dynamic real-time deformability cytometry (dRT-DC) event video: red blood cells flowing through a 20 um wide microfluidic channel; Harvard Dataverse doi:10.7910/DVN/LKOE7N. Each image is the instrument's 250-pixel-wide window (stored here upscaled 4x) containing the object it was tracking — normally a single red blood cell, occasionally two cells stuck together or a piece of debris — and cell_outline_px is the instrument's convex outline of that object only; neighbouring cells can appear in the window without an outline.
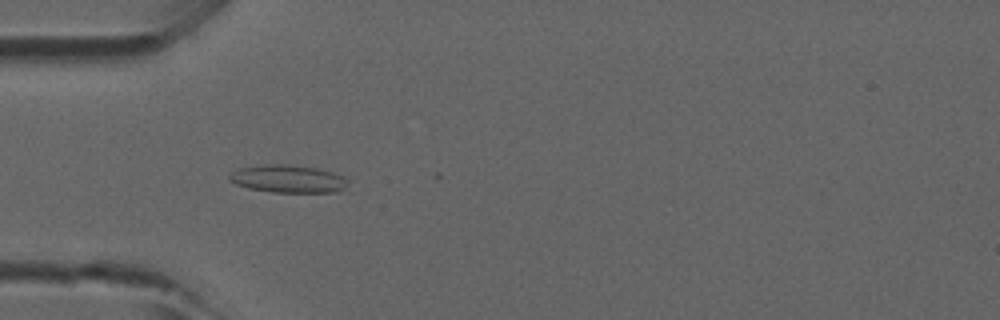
{"species": "common noctule bat (a hibernating species)", "species_latin": "Nyctalus noctula", "temperature_condition": "room temperature", "stored_images_in_passage": 45, "camera_frame_rate_fps": 3000, "um_per_image_px": 0.085, "animal": {"sex": "male", "forearm_length_mm": 52.5}, "frame": {"image": 1, "passage_image": 15, "time_ms": 4.667, "image_size_px": [1000, 320], "cell_outline_px": [[348, 184], [344, 188], [336, 192], [272, 192], [248, 188], [236, 184], [228, 180], [228, 176], [232, 172], [240, 168], [264, 164], [288, 164], [316, 168], [332, 172], [344, 176], [348, 180]], "centroid_in_image_um": [24.48, 15.2], "position_along_channel_um": 60.5, "area_um2": 19.19}}
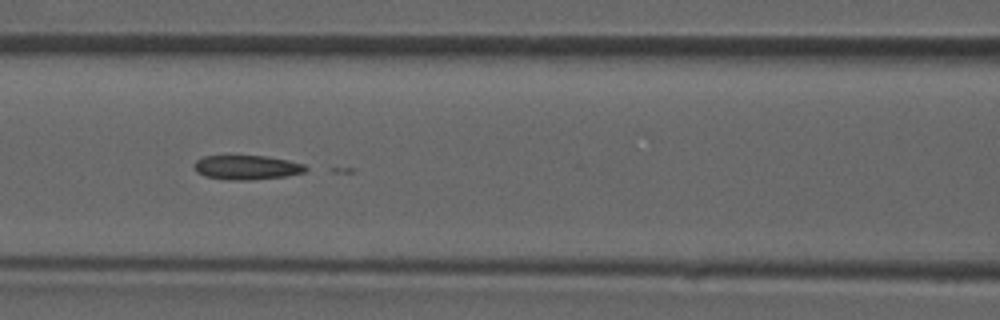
{"frame": {"image": 2, "passage_image": 21, "time_ms": 6.667, "image_size_px": [1000, 320], "cell_outline_px": [[308, 168], [304, 172], [284, 176], [244, 180], [232, 180], [204, 176], [196, 172], [192, 164], [196, 160], [204, 156], [268, 156], [288, 160], [304, 164]], "centroid_in_image_um": [20.94, 14.22], "position_along_channel_um": 145.7, "area_um2": 15.72}}
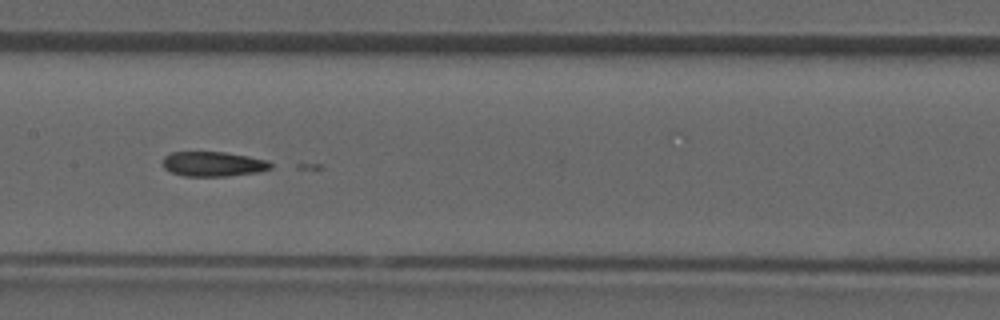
{"frame": {"image": 3, "passage_image": 24, "time_ms": 7.667, "image_size_px": [1000, 320], "cell_outline_px": [[272, 168], [260, 172], [228, 176], [184, 176], [172, 172], [164, 168], [160, 160], [164, 156], [172, 152], [224, 152], [248, 156], [268, 160], [272, 164]], "centroid_in_image_um": [18.12, 13.94], "position_along_channel_um": 189.3, "area_um2": 15.78}}